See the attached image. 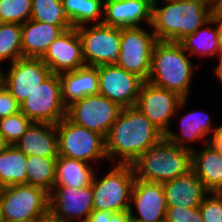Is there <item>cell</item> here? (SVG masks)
<instances>
[{
  "mask_svg": "<svg viewBox=\"0 0 222 222\" xmlns=\"http://www.w3.org/2000/svg\"><path fill=\"white\" fill-rule=\"evenodd\" d=\"M61 98L67 108L85 96L99 94L98 67L85 65L59 74Z\"/></svg>",
  "mask_w": 222,
  "mask_h": 222,
  "instance_id": "19",
  "label": "cell"
},
{
  "mask_svg": "<svg viewBox=\"0 0 222 222\" xmlns=\"http://www.w3.org/2000/svg\"><path fill=\"white\" fill-rule=\"evenodd\" d=\"M215 25V27L210 26ZM189 55L218 58V15L179 42Z\"/></svg>",
  "mask_w": 222,
  "mask_h": 222,
  "instance_id": "26",
  "label": "cell"
},
{
  "mask_svg": "<svg viewBox=\"0 0 222 222\" xmlns=\"http://www.w3.org/2000/svg\"><path fill=\"white\" fill-rule=\"evenodd\" d=\"M180 125L181 135L170 129L164 136L174 145L190 151L196 148H193L192 144L200 142V140H204V144L208 143L209 135L216 128L215 126L213 127L210 115L203 111L188 112L181 119Z\"/></svg>",
  "mask_w": 222,
  "mask_h": 222,
  "instance_id": "23",
  "label": "cell"
},
{
  "mask_svg": "<svg viewBox=\"0 0 222 222\" xmlns=\"http://www.w3.org/2000/svg\"><path fill=\"white\" fill-rule=\"evenodd\" d=\"M4 74V86L21 104L50 74V68L40 59L22 57L10 64Z\"/></svg>",
  "mask_w": 222,
  "mask_h": 222,
  "instance_id": "15",
  "label": "cell"
},
{
  "mask_svg": "<svg viewBox=\"0 0 222 222\" xmlns=\"http://www.w3.org/2000/svg\"><path fill=\"white\" fill-rule=\"evenodd\" d=\"M130 204V216L141 222H165L167 203L163 183L148 182L135 178Z\"/></svg>",
  "mask_w": 222,
  "mask_h": 222,
  "instance_id": "16",
  "label": "cell"
},
{
  "mask_svg": "<svg viewBox=\"0 0 222 222\" xmlns=\"http://www.w3.org/2000/svg\"><path fill=\"white\" fill-rule=\"evenodd\" d=\"M98 76L99 94L121 108L136 106L143 79L116 64L98 66Z\"/></svg>",
  "mask_w": 222,
  "mask_h": 222,
  "instance_id": "13",
  "label": "cell"
},
{
  "mask_svg": "<svg viewBox=\"0 0 222 222\" xmlns=\"http://www.w3.org/2000/svg\"><path fill=\"white\" fill-rule=\"evenodd\" d=\"M36 222H66V221H64L60 218H57L56 216H54L50 212H48L46 215L37 219Z\"/></svg>",
  "mask_w": 222,
  "mask_h": 222,
  "instance_id": "40",
  "label": "cell"
},
{
  "mask_svg": "<svg viewBox=\"0 0 222 222\" xmlns=\"http://www.w3.org/2000/svg\"><path fill=\"white\" fill-rule=\"evenodd\" d=\"M27 156L15 145L0 152V188L27 184Z\"/></svg>",
  "mask_w": 222,
  "mask_h": 222,
  "instance_id": "27",
  "label": "cell"
},
{
  "mask_svg": "<svg viewBox=\"0 0 222 222\" xmlns=\"http://www.w3.org/2000/svg\"><path fill=\"white\" fill-rule=\"evenodd\" d=\"M31 20L57 26H72L68 20L62 0H32Z\"/></svg>",
  "mask_w": 222,
  "mask_h": 222,
  "instance_id": "31",
  "label": "cell"
},
{
  "mask_svg": "<svg viewBox=\"0 0 222 222\" xmlns=\"http://www.w3.org/2000/svg\"><path fill=\"white\" fill-rule=\"evenodd\" d=\"M21 112L32 122L57 124L66 117L59 74L51 73L21 104Z\"/></svg>",
  "mask_w": 222,
  "mask_h": 222,
  "instance_id": "11",
  "label": "cell"
},
{
  "mask_svg": "<svg viewBox=\"0 0 222 222\" xmlns=\"http://www.w3.org/2000/svg\"><path fill=\"white\" fill-rule=\"evenodd\" d=\"M37 219H24V220H13V221H3V222H36Z\"/></svg>",
  "mask_w": 222,
  "mask_h": 222,
  "instance_id": "45",
  "label": "cell"
},
{
  "mask_svg": "<svg viewBox=\"0 0 222 222\" xmlns=\"http://www.w3.org/2000/svg\"><path fill=\"white\" fill-rule=\"evenodd\" d=\"M0 197L4 221L39 219L49 212V193L36 186H5Z\"/></svg>",
  "mask_w": 222,
  "mask_h": 222,
  "instance_id": "8",
  "label": "cell"
},
{
  "mask_svg": "<svg viewBox=\"0 0 222 222\" xmlns=\"http://www.w3.org/2000/svg\"><path fill=\"white\" fill-rule=\"evenodd\" d=\"M3 214H2V205H1V197H0V222H3Z\"/></svg>",
  "mask_w": 222,
  "mask_h": 222,
  "instance_id": "46",
  "label": "cell"
},
{
  "mask_svg": "<svg viewBox=\"0 0 222 222\" xmlns=\"http://www.w3.org/2000/svg\"><path fill=\"white\" fill-rule=\"evenodd\" d=\"M9 146L10 144L5 140L3 135L0 133V152L5 151Z\"/></svg>",
  "mask_w": 222,
  "mask_h": 222,
  "instance_id": "42",
  "label": "cell"
},
{
  "mask_svg": "<svg viewBox=\"0 0 222 222\" xmlns=\"http://www.w3.org/2000/svg\"><path fill=\"white\" fill-rule=\"evenodd\" d=\"M208 144L222 156V125L213 129Z\"/></svg>",
  "mask_w": 222,
  "mask_h": 222,
  "instance_id": "38",
  "label": "cell"
},
{
  "mask_svg": "<svg viewBox=\"0 0 222 222\" xmlns=\"http://www.w3.org/2000/svg\"><path fill=\"white\" fill-rule=\"evenodd\" d=\"M152 4L151 26L158 41L180 42L216 15V0H164Z\"/></svg>",
  "mask_w": 222,
  "mask_h": 222,
  "instance_id": "2",
  "label": "cell"
},
{
  "mask_svg": "<svg viewBox=\"0 0 222 222\" xmlns=\"http://www.w3.org/2000/svg\"><path fill=\"white\" fill-rule=\"evenodd\" d=\"M216 14H222V0H216Z\"/></svg>",
  "mask_w": 222,
  "mask_h": 222,
  "instance_id": "43",
  "label": "cell"
},
{
  "mask_svg": "<svg viewBox=\"0 0 222 222\" xmlns=\"http://www.w3.org/2000/svg\"><path fill=\"white\" fill-rule=\"evenodd\" d=\"M191 170L208 192L222 193V156L208 143L192 151Z\"/></svg>",
  "mask_w": 222,
  "mask_h": 222,
  "instance_id": "24",
  "label": "cell"
},
{
  "mask_svg": "<svg viewBox=\"0 0 222 222\" xmlns=\"http://www.w3.org/2000/svg\"><path fill=\"white\" fill-rule=\"evenodd\" d=\"M208 196L199 206L203 222H222V193L209 192Z\"/></svg>",
  "mask_w": 222,
  "mask_h": 222,
  "instance_id": "34",
  "label": "cell"
},
{
  "mask_svg": "<svg viewBox=\"0 0 222 222\" xmlns=\"http://www.w3.org/2000/svg\"><path fill=\"white\" fill-rule=\"evenodd\" d=\"M163 136L136 106L122 108L105 138L108 160L132 164Z\"/></svg>",
  "mask_w": 222,
  "mask_h": 222,
  "instance_id": "1",
  "label": "cell"
},
{
  "mask_svg": "<svg viewBox=\"0 0 222 222\" xmlns=\"http://www.w3.org/2000/svg\"><path fill=\"white\" fill-rule=\"evenodd\" d=\"M14 145L26 156L58 157L56 125L33 122Z\"/></svg>",
  "mask_w": 222,
  "mask_h": 222,
  "instance_id": "20",
  "label": "cell"
},
{
  "mask_svg": "<svg viewBox=\"0 0 222 222\" xmlns=\"http://www.w3.org/2000/svg\"><path fill=\"white\" fill-rule=\"evenodd\" d=\"M150 1H151L152 4L158 3L157 0H150Z\"/></svg>",
  "mask_w": 222,
  "mask_h": 222,
  "instance_id": "48",
  "label": "cell"
},
{
  "mask_svg": "<svg viewBox=\"0 0 222 222\" xmlns=\"http://www.w3.org/2000/svg\"><path fill=\"white\" fill-rule=\"evenodd\" d=\"M163 187L167 206L199 207L203 198L209 193L192 170L164 182Z\"/></svg>",
  "mask_w": 222,
  "mask_h": 222,
  "instance_id": "21",
  "label": "cell"
},
{
  "mask_svg": "<svg viewBox=\"0 0 222 222\" xmlns=\"http://www.w3.org/2000/svg\"><path fill=\"white\" fill-rule=\"evenodd\" d=\"M95 171L90 164L58 156L55 167L54 186H67L81 189L92 184Z\"/></svg>",
  "mask_w": 222,
  "mask_h": 222,
  "instance_id": "25",
  "label": "cell"
},
{
  "mask_svg": "<svg viewBox=\"0 0 222 222\" xmlns=\"http://www.w3.org/2000/svg\"><path fill=\"white\" fill-rule=\"evenodd\" d=\"M20 111V104L4 86L0 90V119L17 114Z\"/></svg>",
  "mask_w": 222,
  "mask_h": 222,
  "instance_id": "37",
  "label": "cell"
},
{
  "mask_svg": "<svg viewBox=\"0 0 222 222\" xmlns=\"http://www.w3.org/2000/svg\"><path fill=\"white\" fill-rule=\"evenodd\" d=\"M215 75L222 84V58H218V64L215 68Z\"/></svg>",
  "mask_w": 222,
  "mask_h": 222,
  "instance_id": "41",
  "label": "cell"
},
{
  "mask_svg": "<svg viewBox=\"0 0 222 222\" xmlns=\"http://www.w3.org/2000/svg\"><path fill=\"white\" fill-rule=\"evenodd\" d=\"M128 222H141V221L136 220V219H134V218H132V217L130 216Z\"/></svg>",
  "mask_w": 222,
  "mask_h": 222,
  "instance_id": "47",
  "label": "cell"
},
{
  "mask_svg": "<svg viewBox=\"0 0 222 222\" xmlns=\"http://www.w3.org/2000/svg\"><path fill=\"white\" fill-rule=\"evenodd\" d=\"M179 42L158 41L147 82L188 98L195 66Z\"/></svg>",
  "mask_w": 222,
  "mask_h": 222,
  "instance_id": "3",
  "label": "cell"
},
{
  "mask_svg": "<svg viewBox=\"0 0 222 222\" xmlns=\"http://www.w3.org/2000/svg\"><path fill=\"white\" fill-rule=\"evenodd\" d=\"M187 100L188 98H182L175 92L145 81L141 86L136 107L165 135L173 125L172 118L177 116L178 110L187 105Z\"/></svg>",
  "mask_w": 222,
  "mask_h": 222,
  "instance_id": "12",
  "label": "cell"
},
{
  "mask_svg": "<svg viewBox=\"0 0 222 222\" xmlns=\"http://www.w3.org/2000/svg\"><path fill=\"white\" fill-rule=\"evenodd\" d=\"M151 32L141 26L121 28L120 52L117 66L147 81L151 71L152 53L158 42Z\"/></svg>",
  "mask_w": 222,
  "mask_h": 222,
  "instance_id": "7",
  "label": "cell"
},
{
  "mask_svg": "<svg viewBox=\"0 0 222 222\" xmlns=\"http://www.w3.org/2000/svg\"><path fill=\"white\" fill-rule=\"evenodd\" d=\"M62 5L73 28L103 22L104 0H62Z\"/></svg>",
  "mask_w": 222,
  "mask_h": 222,
  "instance_id": "28",
  "label": "cell"
},
{
  "mask_svg": "<svg viewBox=\"0 0 222 222\" xmlns=\"http://www.w3.org/2000/svg\"><path fill=\"white\" fill-rule=\"evenodd\" d=\"M100 179L92 180L93 210L120 212L130 210L131 191L135 180L132 164H116Z\"/></svg>",
  "mask_w": 222,
  "mask_h": 222,
  "instance_id": "5",
  "label": "cell"
},
{
  "mask_svg": "<svg viewBox=\"0 0 222 222\" xmlns=\"http://www.w3.org/2000/svg\"><path fill=\"white\" fill-rule=\"evenodd\" d=\"M51 73L61 74L85 66L82 43L77 28L64 31L40 58Z\"/></svg>",
  "mask_w": 222,
  "mask_h": 222,
  "instance_id": "17",
  "label": "cell"
},
{
  "mask_svg": "<svg viewBox=\"0 0 222 222\" xmlns=\"http://www.w3.org/2000/svg\"><path fill=\"white\" fill-rule=\"evenodd\" d=\"M4 71L0 68V90L4 87Z\"/></svg>",
  "mask_w": 222,
  "mask_h": 222,
  "instance_id": "44",
  "label": "cell"
},
{
  "mask_svg": "<svg viewBox=\"0 0 222 222\" xmlns=\"http://www.w3.org/2000/svg\"><path fill=\"white\" fill-rule=\"evenodd\" d=\"M165 222H203L199 207L167 206Z\"/></svg>",
  "mask_w": 222,
  "mask_h": 222,
  "instance_id": "35",
  "label": "cell"
},
{
  "mask_svg": "<svg viewBox=\"0 0 222 222\" xmlns=\"http://www.w3.org/2000/svg\"><path fill=\"white\" fill-rule=\"evenodd\" d=\"M57 157L27 156V184L50 193L55 182Z\"/></svg>",
  "mask_w": 222,
  "mask_h": 222,
  "instance_id": "29",
  "label": "cell"
},
{
  "mask_svg": "<svg viewBox=\"0 0 222 222\" xmlns=\"http://www.w3.org/2000/svg\"><path fill=\"white\" fill-rule=\"evenodd\" d=\"M143 21L151 26L150 0H104L103 24L123 28L140 26Z\"/></svg>",
  "mask_w": 222,
  "mask_h": 222,
  "instance_id": "18",
  "label": "cell"
},
{
  "mask_svg": "<svg viewBox=\"0 0 222 222\" xmlns=\"http://www.w3.org/2000/svg\"><path fill=\"white\" fill-rule=\"evenodd\" d=\"M130 211L108 212L103 210H93L86 222H128Z\"/></svg>",
  "mask_w": 222,
  "mask_h": 222,
  "instance_id": "36",
  "label": "cell"
},
{
  "mask_svg": "<svg viewBox=\"0 0 222 222\" xmlns=\"http://www.w3.org/2000/svg\"><path fill=\"white\" fill-rule=\"evenodd\" d=\"M122 108L101 94L88 95L66 108V117L91 131L108 135Z\"/></svg>",
  "mask_w": 222,
  "mask_h": 222,
  "instance_id": "10",
  "label": "cell"
},
{
  "mask_svg": "<svg viewBox=\"0 0 222 222\" xmlns=\"http://www.w3.org/2000/svg\"><path fill=\"white\" fill-rule=\"evenodd\" d=\"M92 211V184L81 189L54 186L49 193V212L66 222H86Z\"/></svg>",
  "mask_w": 222,
  "mask_h": 222,
  "instance_id": "14",
  "label": "cell"
},
{
  "mask_svg": "<svg viewBox=\"0 0 222 222\" xmlns=\"http://www.w3.org/2000/svg\"><path fill=\"white\" fill-rule=\"evenodd\" d=\"M218 58H222V18L218 16Z\"/></svg>",
  "mask_w": 222,
  "mask_h": 222,
  "instance_id": "39",
  "label": "cell"
},
{
  "mask_svg": "<svg viewBox=\"0 0 222 222\" xmlns=\"http://www.w3.org/2000/svg\"><path fill=\"white\" fill-rule=\"evenodd\" d=\"M59 155L89 163L106 159L105 137L83 126L77 125L67 117L56 124Z\"/></svg>",
  "mask_w": 222,
  "mask_h": 222,
  "instance_id": "6",
  "label": "cell"
},
{
  "mask_svg": "<svg viewBox=\"0 0 222 222\" xmlns=\"http://www.w3.org/2000/svg\"><path fill=\"white\" fill-rule=\"evenodd\" d=\"M77 31L86 65L98 67L117 63L121 42L120 27L100 23L77 27Z\"/></svg>",
  "mask_w": 222,
  "mask_h": 222,
  "instance_id": "9",
  "label": "cell"
},
{
  "mask_svg": "<svg viewBox=\"0 0 222 222\" xmlns=\"http://www.w3.org/2000/svg\"><path fill=\"white\" fill-rule=\"evenodd\" d=\"M135 177L143 181L164 183L188 173L192 151L174 145L163 136L133 163Z\"/></svg>",
  "mask_w": 222,
  "mask_h": 222,
  "instance_id": "4",
  "label": "cell"
},
{
  "mask_svg": "<svg viewBox=\"0 0 222 222\" xmlns=\"http://www.w3.org/2000/svg\"><path fill=\"white\" fill-rule=\"evenodd\" d=\"M33 122L21 111L17 114L0 119V133L5 140L14 145Z\"/></svg>",
  "mask_w": 222,
  "mask_h": 222,
  "instance_id": "33",
  "label": "cell"
},
{
  "mask_svg": "<svg viewBox=\"0 0 222 222\" xmlns=\"http://www.w3.org/2000/svg\"><path fill=\"white\" fill-rule=\"evenodd\" d=\"M22 57L21 24L0 23V68L5 60L13 63Z\"/></svg>",
  "mask_w": 222,
  "mask_h": 222,
  "instance_id": "30",
  "label": "cell"
},
{
  "mask_svg": "<svg viewBox=\"0 0 222 222\" xmlns=\"http://www.w3.org/2000/svg\"><path fill=\"white\" fill-rule=\"evenodd\" d=\"M72 26H57L28 20L21 25L23 57L41 58L50 44Z\"/></svg>",
  "mask_w": 222,
  "mask_h": 222,
  "instance_id": "22",
  "label": "cell"
},
{
  "mask_svg": "<svg viewBox=\"0 0 222 222\" xmlns=\"http://www.w3.org/2000/svg\"><path fill=\"white\" fill-rule=\"evenodd\" d=\"M32 0H0V23L23 24L31 19Z\"/></svg>",
  "mask_w": 222,
  "mask_h": 222,
  "instance_id": "32",
  "label": "cell"
}]
</instances>
